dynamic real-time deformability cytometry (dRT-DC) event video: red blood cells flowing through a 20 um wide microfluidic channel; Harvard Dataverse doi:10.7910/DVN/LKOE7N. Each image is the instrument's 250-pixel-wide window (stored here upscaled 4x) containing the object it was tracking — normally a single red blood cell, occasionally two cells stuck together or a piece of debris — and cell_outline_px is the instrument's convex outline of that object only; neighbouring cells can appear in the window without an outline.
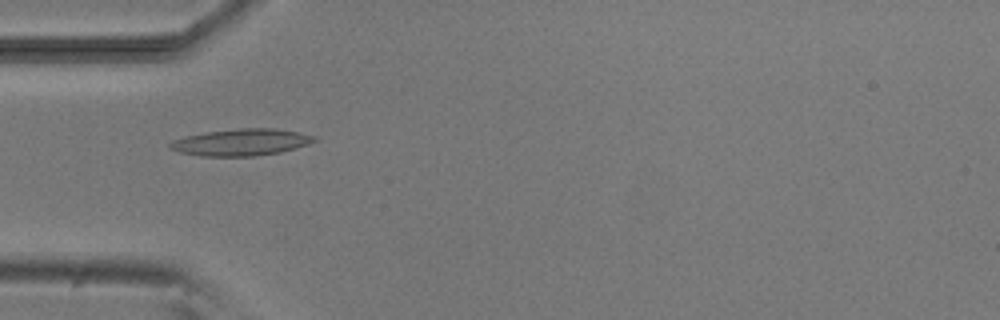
{"species": "common noctule bat (a hibernating species)", "species_latin": "Nyctalus noctula", "temperature_condition": "room temperature", "stored_images_in_passage": 5, "camera_frame_rate_fps": 3000, "um_per_image_px": 0.085, "animal": {"sex": "male", "body_mass_g": 20.5, "forearm_length_mm": 52.5}, "frame": {"image": 1, "passage_image": 4, "time_ms": 4.0, "image_size_px": [1000, 320], "cell_outline_px": [[320, 140], [308, 144], [280, 152], [256, 156], [200, 156], [180, 152], [168, 148], [168, 144], [172, 140], [184, 136], [208, 132], [240, 128], [276, 128], [300, 132], [316, 136]], "centroid_in_image_um": [20.52, 12.09], "position_along_channel_um": 64.5, "area_um2": 22.66}}